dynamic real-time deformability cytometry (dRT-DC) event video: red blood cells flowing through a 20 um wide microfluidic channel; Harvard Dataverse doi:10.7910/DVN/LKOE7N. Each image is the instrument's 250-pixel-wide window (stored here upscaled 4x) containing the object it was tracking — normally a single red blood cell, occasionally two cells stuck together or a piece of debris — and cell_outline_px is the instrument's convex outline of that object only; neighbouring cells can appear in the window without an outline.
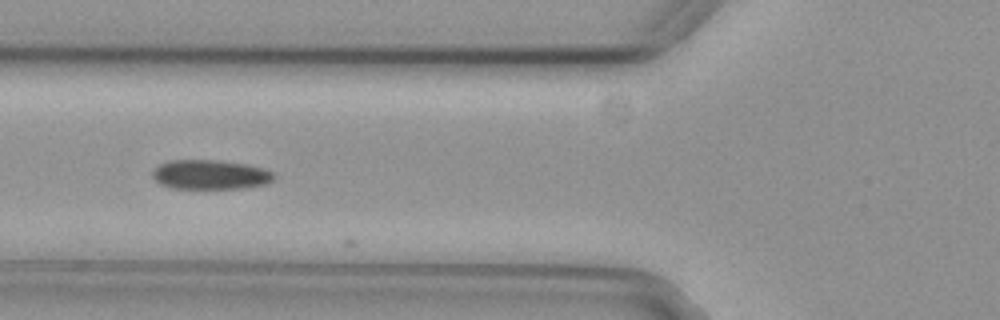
{"species": "common noctule bat (a hibernating species)", "species_latin": "Nyctalus noctula", "temperature_condition": "cold", "stored_images_in_passage": 21, "camera_frame_rate_fps": 3000, "um_per_image_px": 0.085, "animal": {"sex": "female", "body_mass_g": 29.2, "forearm_length_mm": 56.3}, "frame": {"image": 1, "passage_image": 20, "time_ms": 6.333, "image_size_px": [1000, 320], "cell_outline_px": [[276, 176], [272, 180], [264, 184], [244, 188], [168, 188], [160, 184], [152, 176], [152, 172], [160, 164], [168, 160], [216, 160], [248, 164], [264, 168], [272, 172]], "centroid_in_image_um": [17.87, 14.84], "position_along_channel_um": 107.9, "area_um2": 20.87}}